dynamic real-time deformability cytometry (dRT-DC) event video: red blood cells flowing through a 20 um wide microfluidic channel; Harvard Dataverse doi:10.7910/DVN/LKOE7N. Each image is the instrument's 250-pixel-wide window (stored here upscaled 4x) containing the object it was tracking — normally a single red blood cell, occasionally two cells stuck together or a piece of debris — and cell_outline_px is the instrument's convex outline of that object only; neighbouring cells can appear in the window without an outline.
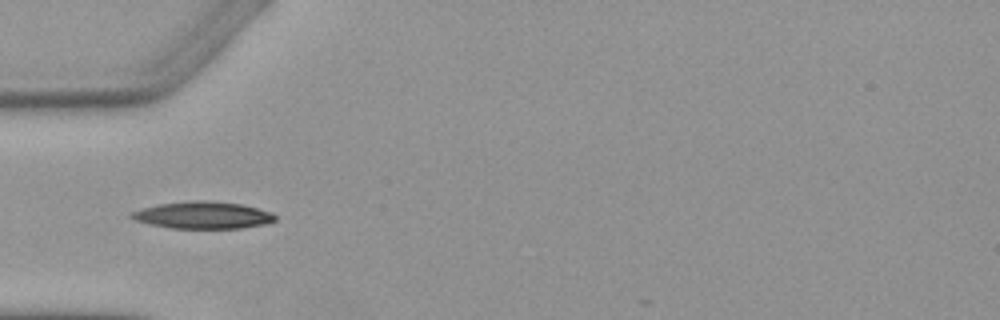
{"species": "Egyptian fruit bat (a non-hibernating species)", "species_latin": "Rousettus aegyptiacus", "temperature_condition": "warm", "stored_images_in_passage": 6, "camera_frame_rate_fps": 3000, "um_per_image_px": 0.085, "animal": {"sex": "female"}, "frame": {"image": 1, "passage_image": 5, "time_ms": 4.667, "image_size_px": [1000, 320], "cell_outline_px": [[276, 220], [264, 224], [240, 228], [172, 228], [152, 224], [136, 220], [128, 216], [128, 212], [140, 208], [160, 204], [196, 200], [208, 200], [240, 204], [272, 212], [276, 216]], "centroid_in_image_um": [17.22, 18.28], "position_along_channel_um": 67.8, "area_um2": 22.54}}